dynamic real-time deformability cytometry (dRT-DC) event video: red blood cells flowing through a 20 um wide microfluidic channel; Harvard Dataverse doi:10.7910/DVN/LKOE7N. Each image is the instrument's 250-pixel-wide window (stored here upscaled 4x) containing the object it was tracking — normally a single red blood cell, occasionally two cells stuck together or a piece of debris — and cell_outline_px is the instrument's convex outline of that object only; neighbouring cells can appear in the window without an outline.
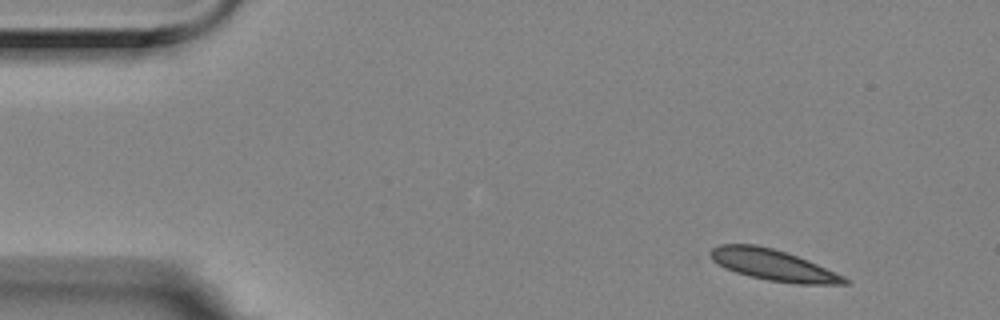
{"species": "Egyptian fruit bat (a non-hibernating species)", "species_latin": "Rousettus aegyptiacus", "temperature_condition": "room temperature", "stored_images_in_passage": 5, "camera_frame_rate_fps": 3000, "um_per_image_px": 0.085, "animal": {"sex": "female"}, "frame": {"image": 1, "passage_image": 1, "time_ms": 0.0, "image_size_px": [1000, 320], "cell_outline_px": [[848, 284], [796, 284], [768, 280], [736, 272], [724, 268], [708, 260], [704, 256], [712, 248], [720, 244], [756, 244], [772, 248], [808, 260], [844, 276], [848, 280]], "centroid_in_image_um": [65.61, 22.51], "position_along_channel_um": 19.4, "area_um2": 24.45}}
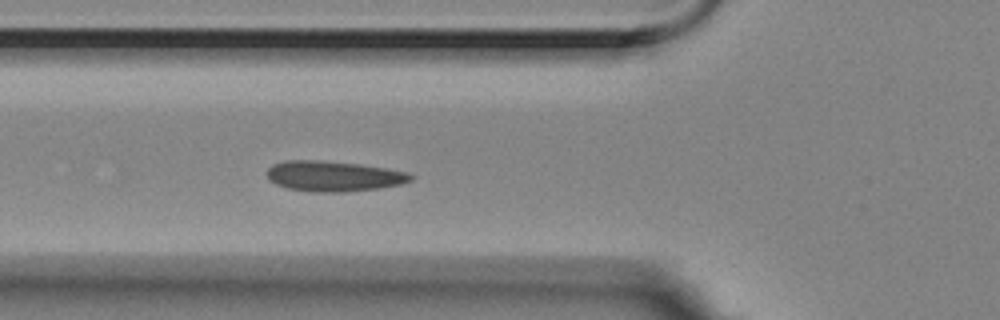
{"frame": {"image": 2, "passage_image": 5, "time_ms": 1.333, "image_size_px": [1000, 320], "cell_outline_px": [[416, 176], [412, 180], [400, 184], [380, 188], [344, 192], [312, 192], [288, 188], [276, 184], [268, 180], [268, 168], [272, 164], [284, 160], [316, 160], [360, 164], [408, 172]], "centroid_in_image_um": [28.35, 14.97], "position_along_channel_um": 97.4, "area_um2": 25.55}}